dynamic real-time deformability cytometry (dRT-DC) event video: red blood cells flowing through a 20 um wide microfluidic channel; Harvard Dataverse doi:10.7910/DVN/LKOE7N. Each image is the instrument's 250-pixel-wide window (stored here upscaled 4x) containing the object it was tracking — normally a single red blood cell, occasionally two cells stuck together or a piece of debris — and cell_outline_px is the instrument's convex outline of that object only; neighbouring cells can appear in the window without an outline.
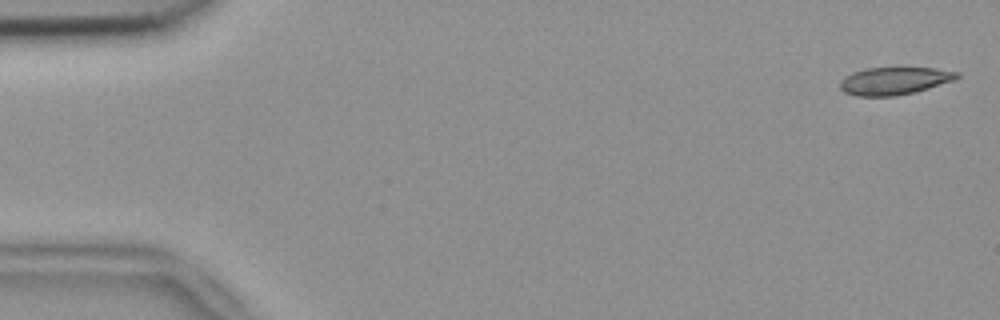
{"species": "common noctule bat (a hibernating species)", "species_latin": "Nyctalus noctula", "temperature_condition": "room temperature", "stored_images_in_passage": 54, "camera_frame_rate_fps": 3000, "um_per_image_px": 0.085, "animal": {"sex": "female", "body_mass_g": 18.4}, "frame": {"image": 1, "passage_image": 2, "time_ms": 0.333, "image_size_px": [1000, 320], "cell_outline_px": [[960, 76], [956, 80], [928, 88], [896, 96], [856, 96], [844, 92], [840, 88], [840, 80], [844, 76], [852, 72], [864, 68], [900, 64], [936, 68], [960, 72]], "centroid_in_image_um": [76.04, 6.8], "position_along_channel_um": 9.0, "area_um2": 19.94}}
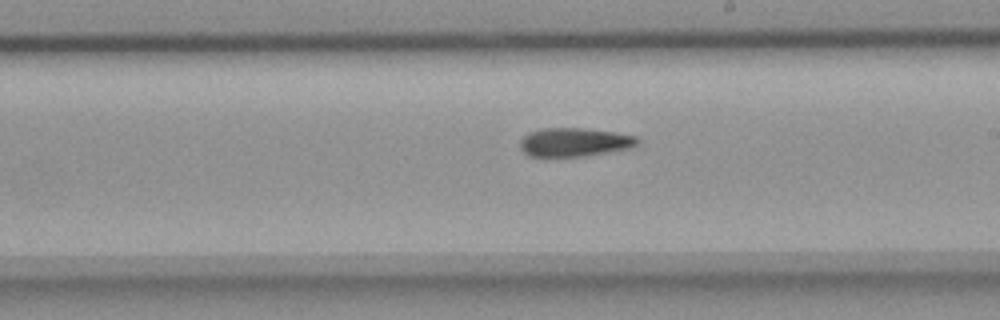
{"frame": {"image": 2, "passage_image": 31, "time_ms": 10.0, "image_size_px": [1000, 320], "cell_outline_px": [[640, 144], [632, 148], [584, 156], [528, 156], [520, 148], [520, 140], [528, 132], [544, 128], [584, 128], [616, 132], [640, 136]], "centroid_in_image_um": [48.89, 12.07], "position_along_channel_um": 240.1, "area_um2": 19.88}}
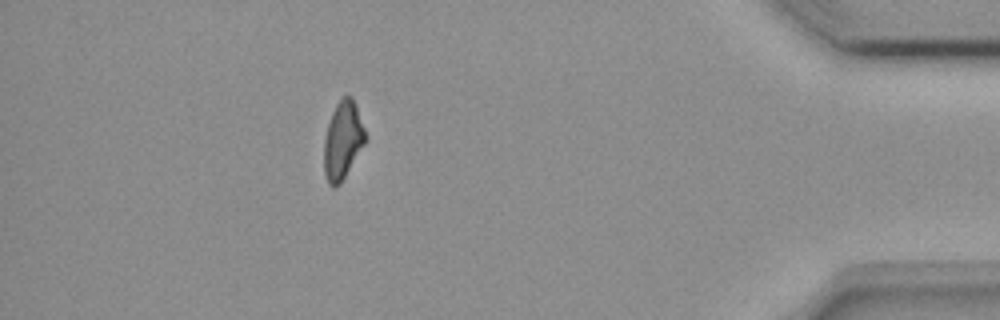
{"frame": {"image": 3, "passage_image": 48, "time_ms": 15.667, "image_size_px": [1000, 320], "cell_outline_px": [[368, 136], [364, 144], [340, 184], [336, 188], [332, 188], [328, 184], [324, 176], [324, 136], [332, 112], [336, 104], [344, 96], [352, 96], [356, 104]], "centroid_in_image_um": [29.13, 11.94], "position_along_channel_um": 406.1, "area_um2": 18.96}, "authors_computed_cell_mechanics": {"area_um2": 19.8543, "velocity_mm_per_s": 3.7935, "shape_relaxation_time_tau1_ms": null, "shape_relaxation_time_tau2_ms": 8.1962, "deformation_change_tau1": null, "deformation_change_tau2": 0.1789}}